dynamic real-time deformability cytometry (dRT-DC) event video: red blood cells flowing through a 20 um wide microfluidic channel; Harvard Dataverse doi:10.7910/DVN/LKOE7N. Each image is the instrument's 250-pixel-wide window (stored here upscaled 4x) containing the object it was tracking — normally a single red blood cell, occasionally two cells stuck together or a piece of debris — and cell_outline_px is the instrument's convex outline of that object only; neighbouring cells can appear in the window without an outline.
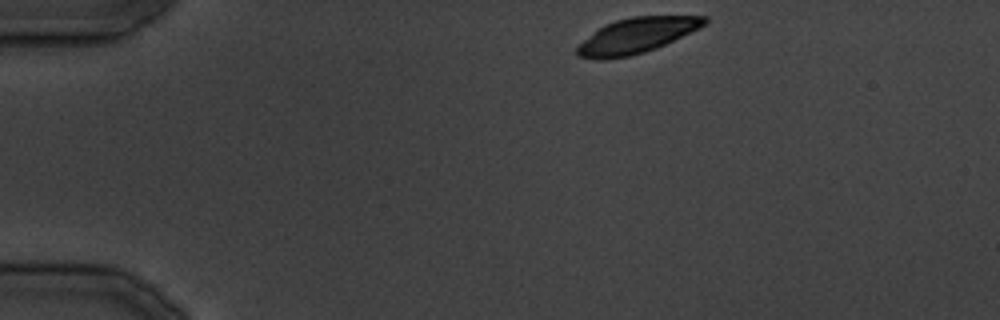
{"species": "common noctule bat (a hibernating species)", "species_latin": "Nyctalus noctula", "temperature_condition": "cold", "stored_images_in_passage": 29, "camera_frame_rate_fps": 3000, "um_per_image_px": 0.085, "animal": {"sex": "male", "body_mass_g": 19.5, "forearm_length_mm": 54.6}, "frame": {"image": 1, "passage_image": 1, "time_ms": 0.0, "image_size_px": [1000, 320], "cell_outline_px": [[708, 20], [704, 24], [656, 48], [644, 52], [628, 56], [604, 60], [600, 60], [580, 56], [576, 52], [576, 48], [584, 40], [604, 24], [616, 20], [632, 16], [708, 16]], "centroid_in_image_um": [54.06, 3.02], "position_along_channel_um": 30.9, "area_um2": 25.49}}
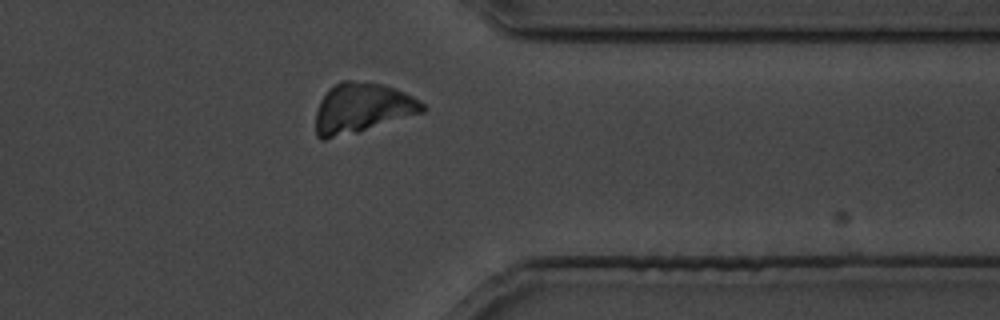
{"frame": {"image": 2, "passage_image": 23, "time_ms": 27.0, "image_size_px": [1000, 320], "cell_outline_px": [[428, 108], [424, 112], [360, 132], [324, 140], [320, 140], [316, 136], [316, 112], [320, 100], [328, 88], [344, 80], [348, 80], [380, 84], [396, 88], [412, 96], [424, 104]], "centroid_in_image_um": [30.77, 9.2], "position_along_channel_um": 380.6, "area_um2": 31.21}}
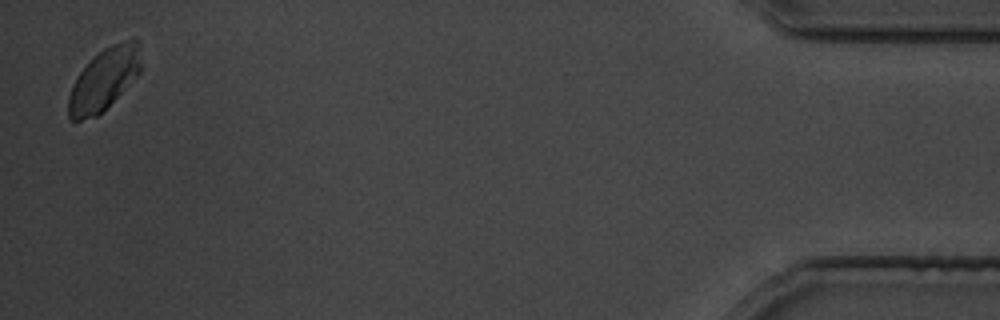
{"frame": {"image": 3, "passage_image": 29, "time_ms": 34.667, "image_size_px": [1000, 320], "cell_outline_px": [[140, 72], [96, 116], [80, 120], [72, 120], [68, 116], [68, 96], [80, 72], [104, 48], [112, 44], [132, 36], [136, 36], [140, 40]], "centroid_in_image_um": [8.88, 6.68], "position_along_channel_um": 426.3, "area_um2": 25.61}}